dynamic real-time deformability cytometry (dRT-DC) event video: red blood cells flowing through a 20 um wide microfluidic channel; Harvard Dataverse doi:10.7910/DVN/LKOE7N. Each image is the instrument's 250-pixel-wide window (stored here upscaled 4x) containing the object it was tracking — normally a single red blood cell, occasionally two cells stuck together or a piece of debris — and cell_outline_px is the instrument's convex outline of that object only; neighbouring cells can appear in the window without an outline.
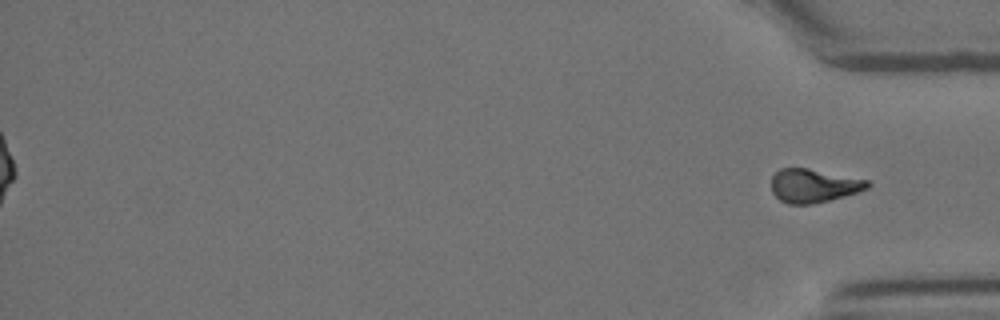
{"species": "Egyptian fruit bat (a non-hibernating species)", "species_latin": "Rousettus aegyptiacus", "temperature_condition": "room temperature", "stored_images_in_passage": 52, "segment_of_instrument_passage": [2, 2], "camera_frame_rate_fps": 3000, "um_per_image_px": 0.085, "animal": {"sex": "female"}, "frame": {"image": 1, "passage_image": 52, "time_ms": 17.0, "image_size_px": [1000, 320], "cell_outline_px": [[872, 184], [868, 188], [844, 196], [812, 204], [788, 204], [780, 200], [772, 192], [772, 176], [780, 168], [808, 168], [868, 180]], "centroid_in_image_um": [69.15, 15.78], "position_along_channel_um": 366.1, "area_um2": 18.67}}